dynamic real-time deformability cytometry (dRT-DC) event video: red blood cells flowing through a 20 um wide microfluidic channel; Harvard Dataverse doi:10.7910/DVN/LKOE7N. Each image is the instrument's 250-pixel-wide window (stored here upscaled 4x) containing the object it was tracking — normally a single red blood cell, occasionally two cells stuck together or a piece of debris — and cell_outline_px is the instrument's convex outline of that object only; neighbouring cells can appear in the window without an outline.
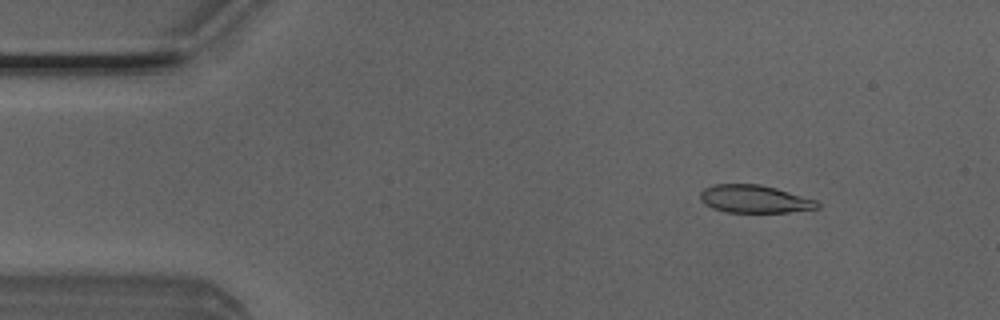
{"species": "Egyptian fruit bat (a non-hibernating species)", "species_latin": "Rousettus aegyptiacus", "temperature_condition": "room temperature", "stored_images_in_passage": 50, "camera_frame_rate_fps": 3000, "um_per_image_px": 0.085, "animal": {"sex": "male"}, "frame": {"image": 1, "passage_image": 6, "time_ms": 1.667, "image_size_px": [1000, 320], "cell_outline_px": [[820, 208], [788, 212], [728, 212], [712, 208], [704, 204], [700, 200], [700, 192], [704, 188], [716, 184], [760, 184], [776, 188], [816, 200], [820, 204]], "centroid_in_image_um": [64.12, 16.91], "position_along_channel_um": 20.9, "area_um2": 18.96}}
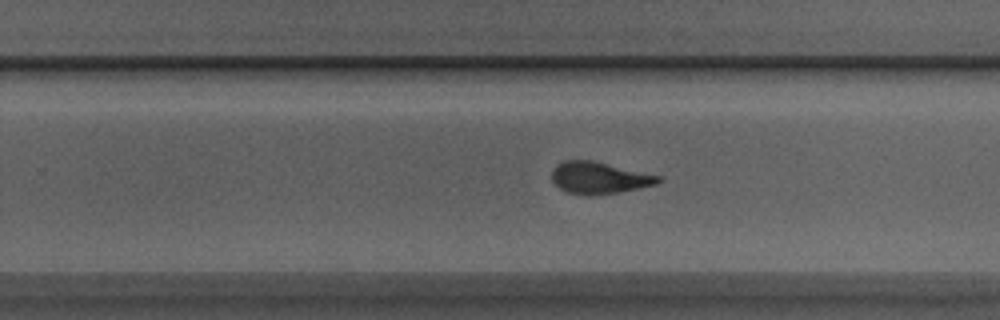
{"frame": {"image": 2, "passage_image": 31, "time_ms": 10.0, "image_size_px": [1000, 320], "cell_outline_px": [[664, 180], [656, 184], [616, 192], [592, 196], [584, 196], [564, 192], [552, 180], [552, 172], [556, 164], [564, 160], [592, 160], [660, 176]], "centroid_in_image_um": [50.88, 15.12], "position_along_channel_um": 278.9, "area_um2": 19.71}}
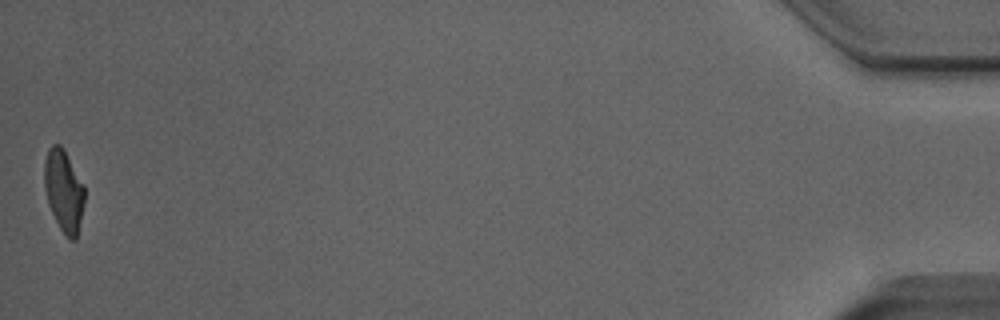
{"frame": {"image": 3, "passage_image": 50, "time_ms": 16.333, "image_size_px": [1000, 320], "cell_outline_px": [[84, 204], [76, 240], [68, 240], [60, 228], [48, 204], [44, 188], [44, 160], [48, 148], [52, 144], [60, 144], [64, 148], [84, 184]], "centroid_in_image_um": [5.41, 16.19], "position_along_channel_um": 429.8, "area_um2": 19.42}, "authors_computed_cell_mechanics": {"area_um2": 19.9699, "velocity_mm_per_s": 4.0224, "shape_relaxation_time_tau1_ms": 4.5876, "shape_relaxation_time_tau2_ms": 1.219, "deformation_change_tau1": 0.2083, "deformation_change_tau2": 0.0952}}